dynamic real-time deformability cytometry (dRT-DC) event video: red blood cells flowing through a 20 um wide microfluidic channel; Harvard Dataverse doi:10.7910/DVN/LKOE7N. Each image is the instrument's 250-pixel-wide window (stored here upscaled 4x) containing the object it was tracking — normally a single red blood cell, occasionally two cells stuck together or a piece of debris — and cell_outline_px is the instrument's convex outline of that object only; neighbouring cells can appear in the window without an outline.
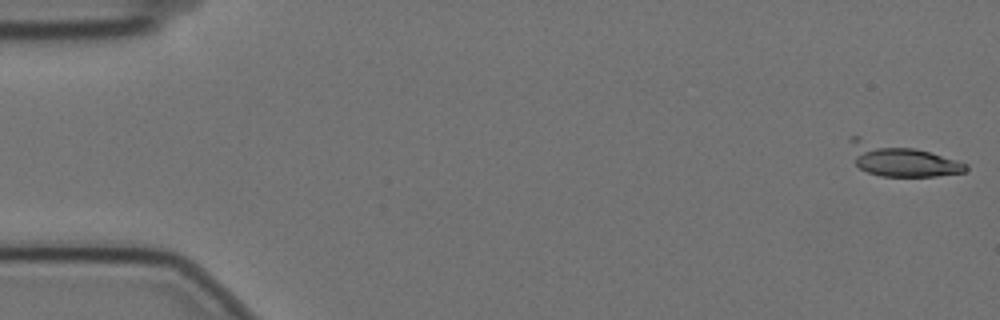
{"species": "Egyptian fruit bat (a non-hibernating species)", "species_latin": "Rousettus aegyptiacus", "temperature_condition": "cold", "stored_images_in_passage": 18, "camera_frame_rate_fps": 3000, "um_per_image_px": 0.085, "animal": {"sex": "female"}, "frame": {"image": 1, "passage_image": 1, "time_ms": 0.0, "image_size_px": [1000, 320], "cell_outline_px": [[968, 172], [936, 176], [880, 176], [868, 172], [860, 168], [856, 164], [848, 140], [852, 136], [860, 136], [912, 148], [928, 152], [968, 164]], "centroid_in_image_um": [76.55, 13.58], "position_along_channel_um": 8.4, "area_um2": 21.73}}
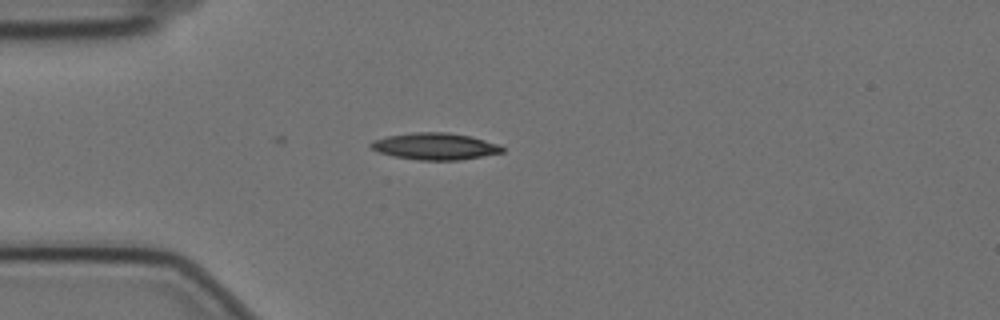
{"frame": {"image": 2, "passage_image": 15, "time_ms": 4.667, "image_size_px": [1000, 320], "cell_outline_px": [[504, 152], [460, 160], [416, 160], [392, 156], [380, 152], [372, 148], [368, 144], [372, 140], [388, 136], [412, 132], [448, 132], [472, 136], [496, 144], [504, 148]], "centroid_in_image_um": [36.95, 12.43], "position_along_channel_um": 48.0, "area_um2": 20.52}}